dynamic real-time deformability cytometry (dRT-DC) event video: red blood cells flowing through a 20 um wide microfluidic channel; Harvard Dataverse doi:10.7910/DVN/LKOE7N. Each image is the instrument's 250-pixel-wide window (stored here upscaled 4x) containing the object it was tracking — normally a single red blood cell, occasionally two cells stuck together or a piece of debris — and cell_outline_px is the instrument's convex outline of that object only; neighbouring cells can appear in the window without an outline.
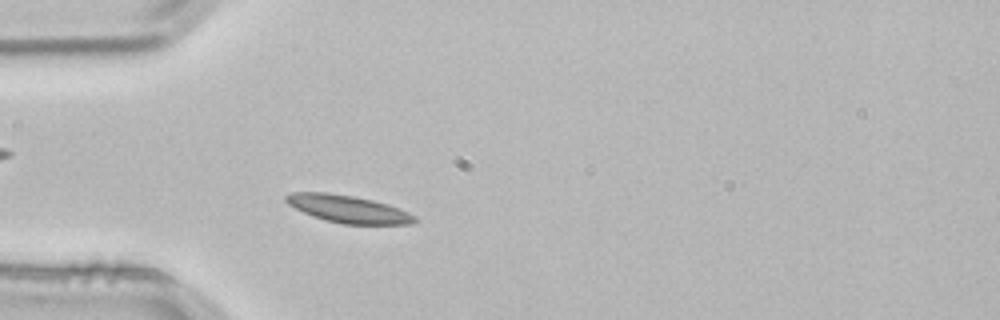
{"species": "common noctule bat (a hibernating species)", "species_latin": "Nyctalus noctula", "temperature_condition": "room temperature", "stored_images_in_passage": 2, "camera_frame_rate_fps": 3000, "um_per_image_px": 0.085, "animal": {"sex": "male", "body_mass_g": 21.5, "forearm_length_mm": 52.0}, "frame": {"image": 1, "passage_image": 2, "time_ms": 0.333, "image_size_px": [1000, 320], "cell_outline_px": [[416, 220], [412, 224], [340, 224], [324, 220], [312, 216], [288, 204], [284, 200], [284, 196], [288, 192], [328, 192], [352, 196], [372, 200], [388, 204], [408, 212], [416, 216]], "centroid_in_image_um": [29.55, 17.76], "position_along_channel_um": 55.4, "area_um2": 20.63}}